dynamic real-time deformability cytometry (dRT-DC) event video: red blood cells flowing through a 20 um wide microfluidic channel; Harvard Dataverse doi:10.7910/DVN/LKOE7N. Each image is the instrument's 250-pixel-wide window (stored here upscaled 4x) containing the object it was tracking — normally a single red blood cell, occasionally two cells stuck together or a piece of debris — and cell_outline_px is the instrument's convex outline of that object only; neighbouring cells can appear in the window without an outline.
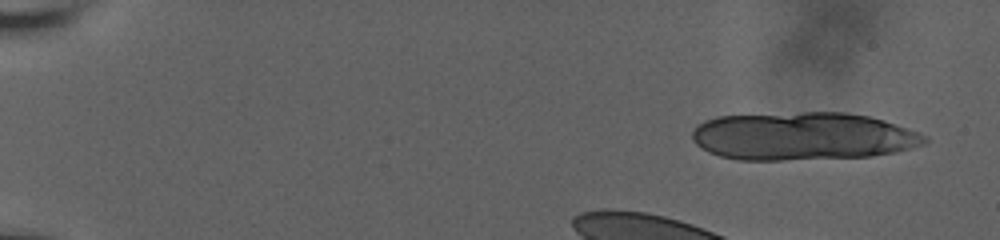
{"species": "human", "species_latin": "Homo sapiens", "temperature_condition": "room temperature", "stored_images_in_passage": 22, "camera_frame_rate_fps": 3000, "um_per_image_px": 0.085, "donor": {"sex": "male"}, "frame": {"image": 1, "passage_image": 1, "time_ms": 0.0, "image_size_px": [1000, 240], "cell_outline_px": [[928, 140], [924, 144], [896, 152], [868, 156], [780, 160], [740, 160], [720, 156], [708, 152], [696, 144], [692, 140], [692, 132], [704, 120], [716, 116], [804, 112], [848, 112], [868, 116], [884, 120], [928, 136]], "centroid_in_image_um": [68.22, 11.57], "position_along_channel_um": 16.8, "area_um2": 64.97}}
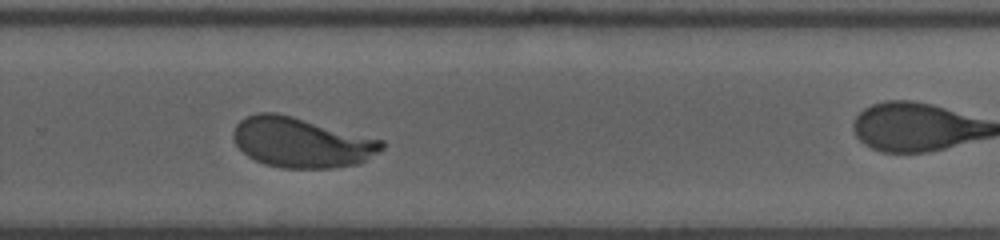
{"frame": {"image": 2, "passage_image": 20, "time_ms": 10.0, "image_size_px": [1000, 240], "cell_outline_px": [[384, 148], [364, 160], [356, 164], [332, 168], [280, 168], [264, 164], [248, 156], [236, 144], [232, 136], [232, 132], [236, 124], [240, 120], [256, 112], [276, 112], [292, 116], [384, 140]], "centroid_in_image_um": [25.59, 12.1], "position_along_channel_um": 304.2, "area_um2": 43.18}}
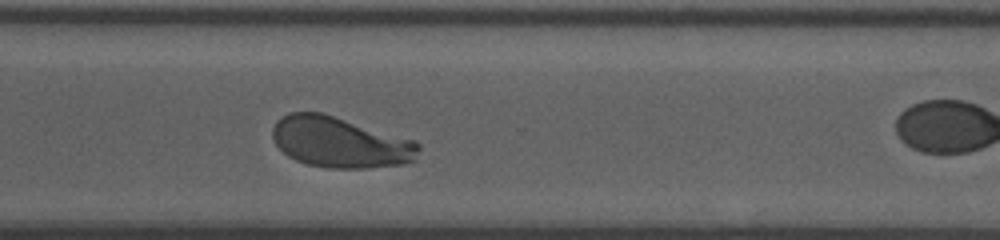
{"frame": {"image": 3, "passage_image": 21, "time_ms": 11.0, "image_size_px": [1000, 240], "cell_outline_px": [[420, 148], [416, 160], [404, 164], [368, 168], [328, 168], [308, 164], [296, 160], [288, 156], [276, 144], [272, 136], [272, 128], [276, 120], [288, 112], [320, 112], [416, 140], [420, 144]], "centroid_in_image_um": [28.93, 12.09], "position_along_channel_um": 341.7, "area_um2": 43.41}}